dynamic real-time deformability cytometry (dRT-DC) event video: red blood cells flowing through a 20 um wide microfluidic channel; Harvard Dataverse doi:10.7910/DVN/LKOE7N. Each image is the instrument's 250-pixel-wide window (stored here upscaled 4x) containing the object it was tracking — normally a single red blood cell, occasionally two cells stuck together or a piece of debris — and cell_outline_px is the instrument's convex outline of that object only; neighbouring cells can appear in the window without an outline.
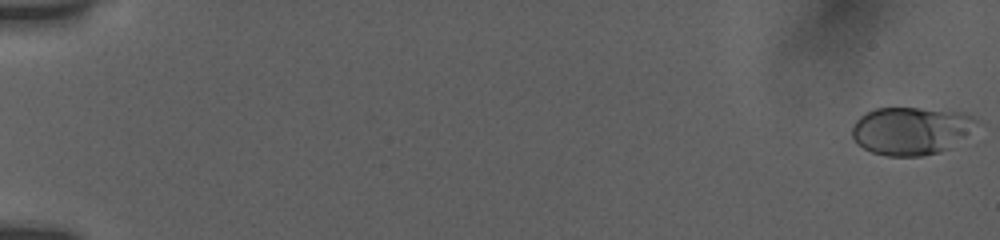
{"species": "human", "species_latin": "Homo sapiens", "temperature_condition": "room temperature", "stored_images_in_passage": 55, "camera_frame_rate_fps": 3000, "um_per_image_px": 0.085, "donor": {"sex": "female"}, "frame": {"image": 1, "passage_image": 1, "time_ms": 0.0, "image_size_px": [1000, 240], "cell_outline_px": [[980, 120], [964, 136], [948, 148], [940, 152], [920, 156], [888, 156], [872, 152], [856, 144], [852, 136], [852, 128], [856, 120], [860, 116], [876, 108], [920, 108], [964, 112]], "centroid_in_image_um": [77.41, 11.1], "position_along_channel_um": 7.6, "area_um2": 34.51}}
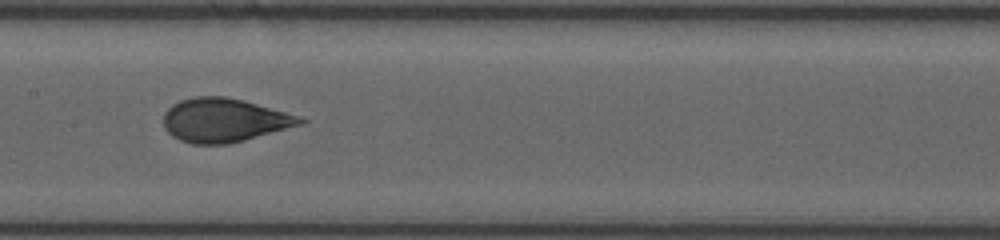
{"frame": {"image": 2, "passage_image": 30, "time_ms": 9.667, "image_size_px": [1000, 240], "cell_outline_px": [[308, 120], [300, 124], [244, 140], [228, 144], [192, 144], [180, 140], [172, 136], [164, 128], [164, 112], [172, 104], [180, 100], [196, 96], [224, 96], [244, 100], [300, 116]], "centroid_in_image_um": [19.01, 10.21], "position_along_channel_um": 188.4, "area_um2": 34.68}}
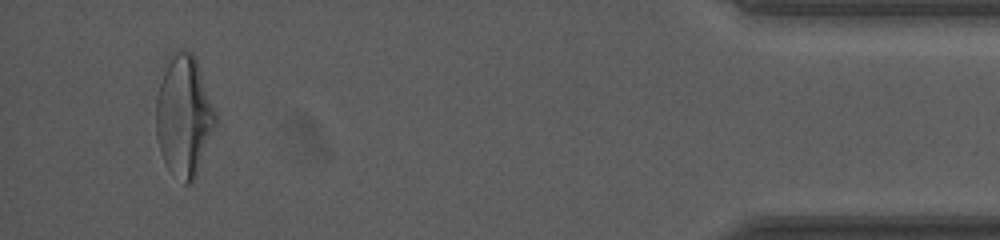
{"frame": {"image": 3, "passage_image": 53, "time_ms": 17.333, "image_size_px": [1000, 240], "cell_outline_px": [[216, 124], [196, 176], [188, 184], [184, 184], [164, 160], [160, 152], [156, 136], [156, 100], [160, 84], [168, 56], [176, 52], [192, 52], [196, 56], [216, 112]], "centroid_in_image_um": [15.64, 9.82], "position_along_channel_um": 419.6, "area_um2": 41.38}, "authors_computed_cell_mechanics": {"area_um2": 34.5066, "velocity_mm_per_s": 3.8294, "shape_relaxation_time_tau1_ms": 3.8953, "shape_relaxation_time_tau2_ms": null, "deformation_change_tau1": 0.1558, "deformation_change_tau2": null}}